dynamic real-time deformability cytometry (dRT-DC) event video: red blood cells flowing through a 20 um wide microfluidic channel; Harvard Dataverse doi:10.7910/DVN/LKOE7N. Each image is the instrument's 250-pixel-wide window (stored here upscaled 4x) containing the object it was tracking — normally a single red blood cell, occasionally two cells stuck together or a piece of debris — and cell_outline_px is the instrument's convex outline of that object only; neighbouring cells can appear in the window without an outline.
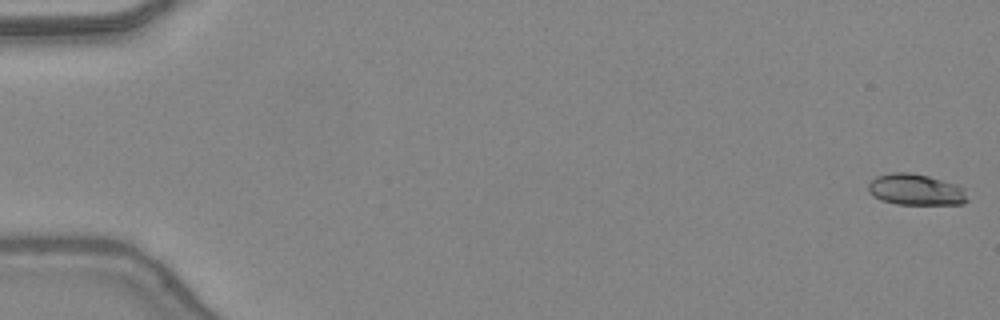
{"species": "common noctule bat (a hibernating species)", "species_latin": "Nyctalus noctula", "temperature_condition": "warm", "stored_images_in_passage": 48, "camera_frame_rate_fps": 3000, "um_per_image_px": 0.085, "animal": {"sex": "female", "body_mass_g": 24.6, "forearm_length_mm": 56.2}, "frame": {"image": 1, "passage_image": 1, "time_ms": 0.0, "image_size_px": [1000, 320], "cell_outline_px": [[968, 200], [964, 204], [896, 204], [880, 200], [872, 196], [868, 192], [868, 184], [876, 176], [892, 172], [908, 172], [928, 176], [956, 184], [964, 188]], "centroid_in_image_um": [77.82, 16.12], "position_along_channel_um": 7.2, "area_um2": 18.15}}
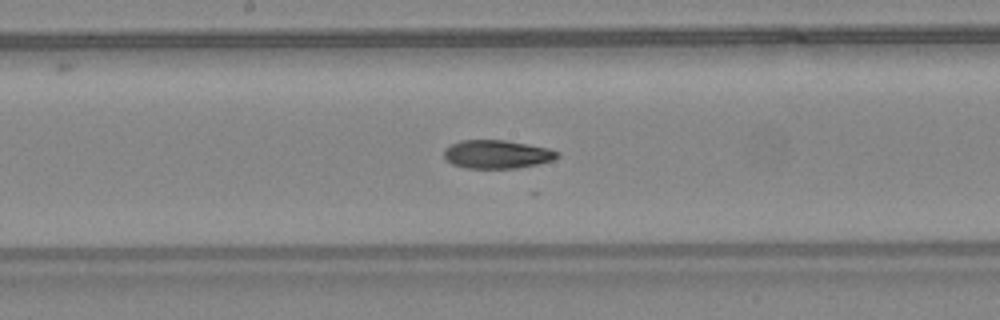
{"frame": {"image": 2, "passage_image": 26, "time_ms": 8.333, "image_size_px": [1000, 320], "cell_outline_px": [[560, 156], [552, 160], [536, 164], [516, 168], [464, 168], [452, 164], [444, 160], [444, 148], [460, 140], [504, 140], [528, 144], [548, 148], [560, 152]], "centroid_in_image_um": [42.21, 13.11], "position_along_channel_um": 206.0, "area_um2": 18.84}}
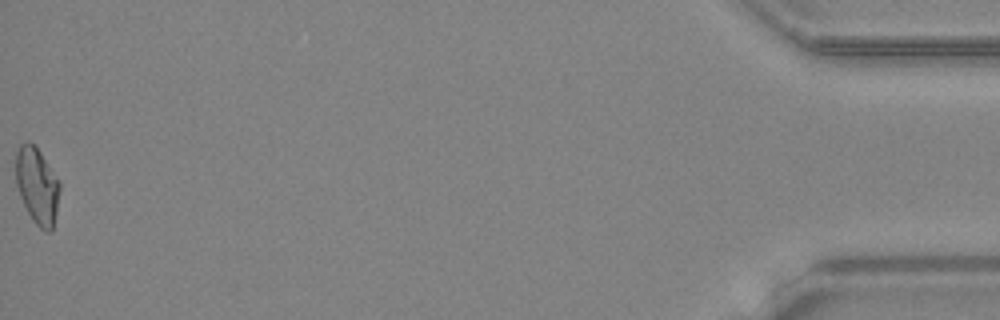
{"frame": {"image": 3, "passage_image": 48, "time_ms": 15.667, "image_size_px": [1000, 320], "cell_outline_px": [[60, 188], [56, 212], [52, 232], [44, 232], [32, 220], [20, 196], [16, 184], [16, 152], [20, 144], [28, 140], [40, 152], [60, 180]], "centroid_in_image_um": [3.16, 15.8], "position_along_channel_um": 432.0, "area_um2": 19.59}, "authors_computed_cell_mechanics": {"area_um2": 18.9295, "velocity_mm_per_s": 4.4325, "shape_relaxation_time_tau1_ms": 5.8365, "shape_relaxation_time_tau2_ms": 2.3897, "deformation_change_tau1": 0.1981, "deformation_change_tau2": 0.0849}}